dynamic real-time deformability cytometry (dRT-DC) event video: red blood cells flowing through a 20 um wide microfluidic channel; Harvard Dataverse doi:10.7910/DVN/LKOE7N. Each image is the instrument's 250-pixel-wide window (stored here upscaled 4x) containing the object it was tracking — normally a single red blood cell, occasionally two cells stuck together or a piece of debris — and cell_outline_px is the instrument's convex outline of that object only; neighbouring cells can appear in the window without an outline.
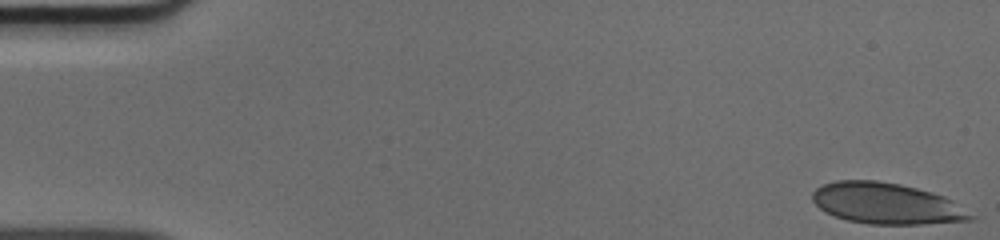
{"species": "human", "species_latin": "Homo sapiens", "temperature_condition": "cold", "stored_images_in_passage": 50, "camera_frame_rate_fps": 3000, "um_per_image_px": 0.085, "donor": {"sex": "male"}, "frame": {"image": 1, "passage_image": 1, "time_ms": 0.0, "image_size_px": [1000, 240], "cell_outline_px": [[976, 216], [972, 220], [920, 224], [868, 224], [848, 220], [824, 212], [812, 200], [812, 192], [816, 188], [824, 184], [836, 180], [876, 180], [900, 184], [932, 192], [944, 196], [952, 200]], "centroid_in_image_um": [75.35, 17.29], "position_along_channel_um": 9.7, "area_um2": 37.86}}
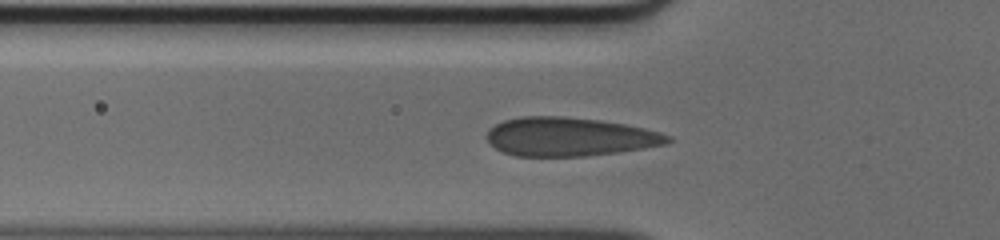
{"frame": {"image": 2, "passage_image": 17, "time_ms": 5.333, "image_size_px": [1000, 240], "cell_outline_px": [[672, 140], [668, 144], [644, 148], [616, 152], [584, 156], [516, 156], [504, 152], [496, 148], [484, 136], [488, 128], [504, 120], [520, 116], [564, 116], [600, 120], [624, 124], [644, 128], [660, 132], [672, 136]], "centroid_in_image_um": [48.4, 11.62], "position_along_channel_um": 77.4, "area_um2": 40.98}}
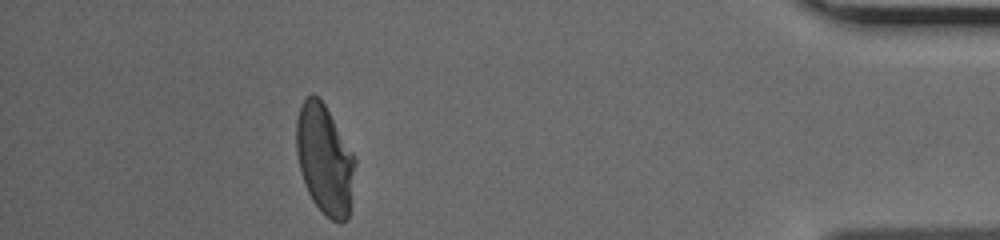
{"frame": {"image": 3, "passage_image": 45, "time_ms": 14.667, "image_size_px": [1000, 240], "cell_outline_px": [[356, 164], [348, 220], [340, 224], [332, 220], [312, 200], [304, 184], [300, 172], [296, 152], [296, 120], [300, 108], [304, 100], [308, 96], [316, 96], [324, 104], [352, 152], [356, 160]], "centroid_in_image_um": [27.59, 13.6], "position_along_channel_um": 407.6, "area_um2": 37.17}}